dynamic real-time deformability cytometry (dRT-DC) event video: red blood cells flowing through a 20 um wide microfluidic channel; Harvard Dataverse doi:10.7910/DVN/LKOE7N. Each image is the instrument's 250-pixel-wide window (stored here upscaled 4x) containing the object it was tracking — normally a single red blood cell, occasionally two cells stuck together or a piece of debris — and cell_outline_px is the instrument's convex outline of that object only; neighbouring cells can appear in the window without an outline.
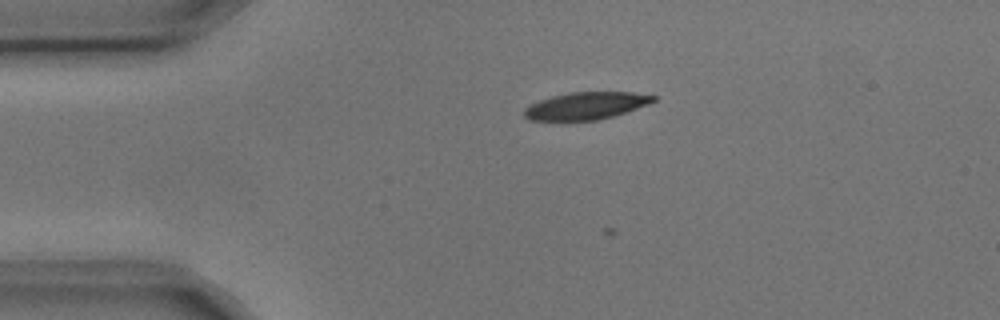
{"species": "common noctule bat (a hibernating species)", "species_latin": "Nyctalus noctula", "temperature_condition": "cold", "stored_images_in_passage": 5, "camera_frame_rate_fps": 3000, "um_per_image_px": 0.085, "animal": {"sex": "male", "body_mass_g": 17.9, "forearm_length_mm": 54.2}, "frame": {"image": 1, "passage_image": 3, "time_ms": 0.667, "image_size_px": [1000, 320], "cell_outline_px": [[656, 100], [648, 104], [612, 116], [596, 120], [528, 120], [524, 116], [524, 108], [528, 104], [552, 96], [572, 92], [632, 92], [656, 96]], "centroid_in_image_um": [49.77, 8.98], "position_along_channel_um": 35.2, "area_um2": 20.35}}